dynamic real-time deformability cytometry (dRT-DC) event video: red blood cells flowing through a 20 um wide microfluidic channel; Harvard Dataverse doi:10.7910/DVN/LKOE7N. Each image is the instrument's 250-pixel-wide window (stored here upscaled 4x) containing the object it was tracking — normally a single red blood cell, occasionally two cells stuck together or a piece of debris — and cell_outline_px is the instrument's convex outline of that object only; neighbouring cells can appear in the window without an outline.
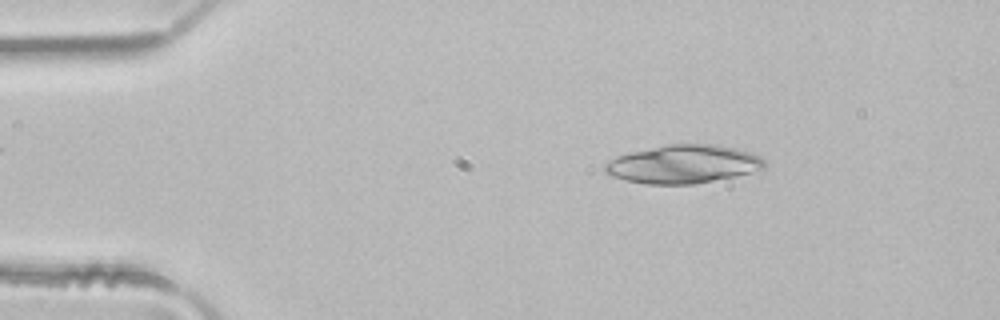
{"species": "common noctule bat (a hibernating species)", "species_latin": "Nyctalus noctula", "temperature_condition": "room temperature", "stored_images_in_passage": 47, "segment_of_instrument_passage": [1, 2], "camera_frame_rate_fps": 3000, "um_per_image_px": 0.085, "animal": {"sex": "male", "body_mass_g": 21.5, "forearm_length_mm": 52.0}, "frame": {"image": 1, "passage_image": 7, "time_ms": 2.0, "image_size_px": [1000, 320], "cell_outline_px": [[768, 164], [764, 168], [752, 172], [736, 176], [692, 184], [648, 184], [628, 180], [612, 176], [604, 172], [604, 164], [608, 160], [616, 156], [632, 152], [668, 144], [716, 144], [752, 152], [768, 160]], "centroid_in_image_um": [58.12, 13.95], "position_along_channel_um": 26.9, "area_um2": 35.72}}